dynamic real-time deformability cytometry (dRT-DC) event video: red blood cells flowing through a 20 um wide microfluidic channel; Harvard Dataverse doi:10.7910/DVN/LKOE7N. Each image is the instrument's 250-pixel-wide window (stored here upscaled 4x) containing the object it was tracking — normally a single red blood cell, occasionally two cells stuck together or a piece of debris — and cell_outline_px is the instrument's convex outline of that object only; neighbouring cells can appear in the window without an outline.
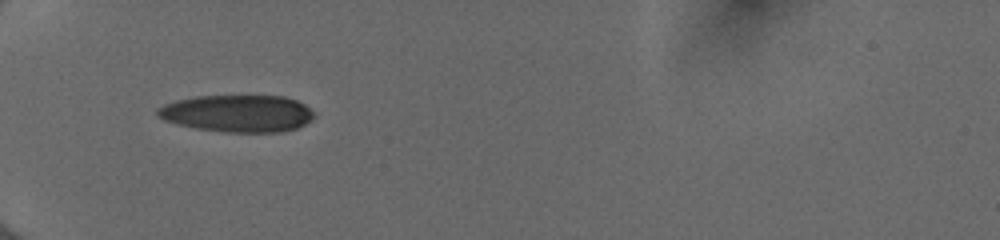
{"species": "human", "species_latin": "Homo sapiens", "temperature_condition": "cold", "stored_images_in_passage": 34, "camera_frame_rate_fps": 3000, "um_per_image_px": 0.085, "donor": {"sex": "female"}, "frame": {"image": 1, "passage_image": 1, "time_ms": 0.0, "image_size_px": [1000, 240], "cell_outline_px": [[316, 116], [312, 120], [296, 128], [280, 132], [224, 132], [196, 128], [176, 124], [164, 120], [156, 116], [156, 108], [164, 104], [176, 100], [196, 96], [284, 96], [296, 100], [304, 104]], "centroid_in_image_um": [20.16, 9.64], "position_along_channel_um": 64.8, "area_um2": 33.99}}
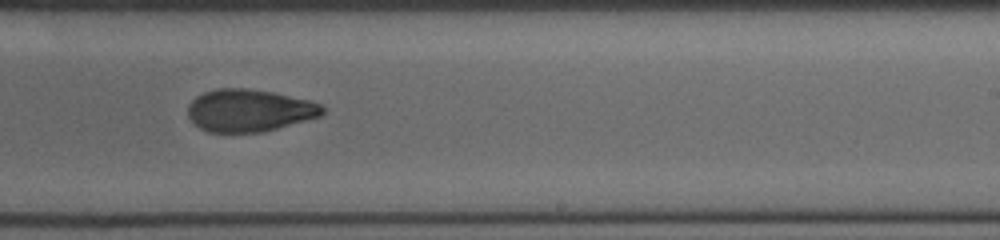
{"frame": {"image": 2, "passage_image": 17, "time_ms": 5.333, "image_size_px": [1000, 240], "cell_outline_px": [[324, 112], [320, 116], [308, 120], [264, 132], [208, 132], [200, 128], [188, 116], [188, 104], [196, 96], [204, 92], [220, 88], [244, 88], [272, 92], [308, 100], [320, 104], [324, 108]], "centroid_in_image_um": [21.18, 9.39], "position_along_channel_um": 267.8, "area_um2": 33.12}}
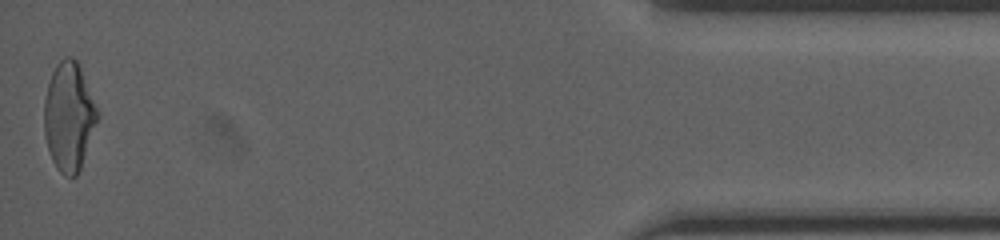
{"frame": {"image": 3, "passage_image": 34, "time_ms": 11.0, "image_size_px": [1000, 240], "cell_outline_px": [[100, 116], [80, 168], [76, 176], [64, 176], [56, 168], [52, 160], [44, 136], [44, 100], [48, 84], [52, 72], [56, 64], [64, 56], [72, 56], [76, 60], [80, 68], [100, 112]], "centroid_in_image_um": [5.86, 9.9], "position_along_channel_um": 429.3, "area_um2": 33.87}, "authors_computed_cell_mechanics": {"area_um2": 33.9575, "velocity_mm_per_s": 4.0222, "shape_relaxation_time_tau1_ms": 5.6355, "shape_relaxation_time_tau2_ms": 3.2495, "deformation_change_tau1": 0.1863, "deformation_change_tau2": 0.0939}}